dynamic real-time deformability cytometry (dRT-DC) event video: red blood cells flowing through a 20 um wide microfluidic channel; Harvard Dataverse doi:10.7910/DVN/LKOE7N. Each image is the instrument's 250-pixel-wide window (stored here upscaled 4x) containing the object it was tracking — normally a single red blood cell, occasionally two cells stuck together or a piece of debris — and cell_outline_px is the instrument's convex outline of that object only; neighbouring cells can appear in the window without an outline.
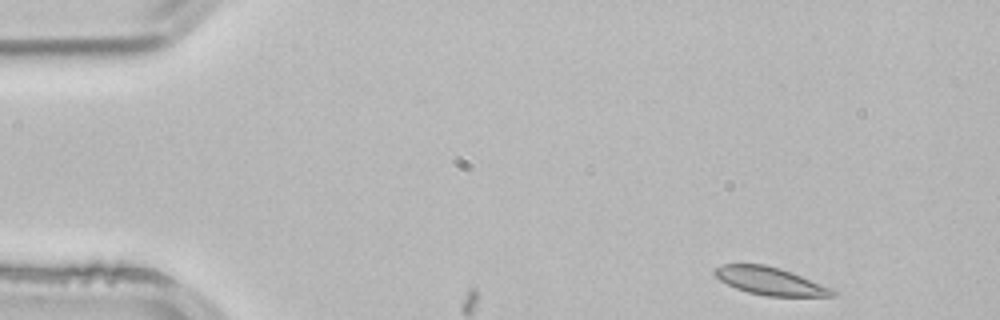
{"species": "common noctule bat (a hibernating species)", "species_latin": "Nyctalus noctula", "temperature_condition": "room temperature", "stored_images_in_passage": 4, "camera_frame_rate_fps": 3000, "um_per_image_px": 0.085, "animal": {"sex": "male", "body_mass_g": 21.5, "forearm_length_mm": 52.0}, "frame": {"image": 1, "passage_image": 1, "time_ms": 0.0, "image_size_px": [1000, 320], "cell_outline_px": [[836, 296], [768, 296], [748, 292], [736, 288], [720, 280], [712, 272], [716, 268], [724, 264], [764, 264], [780, 268], [792, 272], [836, 288]], "centroid_in_image_um": [65.54, 23.89], "position_along_channel_um": 19.5, "area_um2": 19.19}}